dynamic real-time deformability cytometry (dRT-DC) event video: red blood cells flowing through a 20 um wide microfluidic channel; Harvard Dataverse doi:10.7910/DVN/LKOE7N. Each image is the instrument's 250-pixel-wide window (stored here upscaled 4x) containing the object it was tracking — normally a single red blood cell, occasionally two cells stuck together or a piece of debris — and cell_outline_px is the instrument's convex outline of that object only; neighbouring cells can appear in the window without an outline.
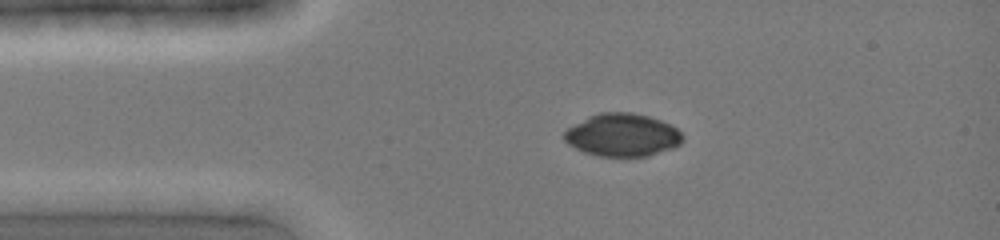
{"species": "common noctule bat (a hibernating species)", "species_latin": "Nyctalus noctula", "temperature_condition": "cold", "stored_images_in_passage": 4, "camera_frame_rate_fps": 3000, "um_per_image_px": 0.085, "animal": {"sex": "female", "body_mass_g": 19.0, "forearm_length_mm": 51.5}, "frame": {"image": 1, "passage_image": 1, "time_ms": 0.0, "image_size_px": [1000, 240], "cell_outline_px": [[684, 140], [680, 144], [672, 148], [648, 156], [600, 156], [584, 152], [568, 144], [564, 140], [564, 132], [568, 128], [588, 116], [600, 112], [632, 112], [648, 116], [660, 120], [676, 128], [684, 136]], "centroid_in_image_um": [52.91, 11.47], "position_along_channel_um": 32.1, "area_um2": 29.48}}